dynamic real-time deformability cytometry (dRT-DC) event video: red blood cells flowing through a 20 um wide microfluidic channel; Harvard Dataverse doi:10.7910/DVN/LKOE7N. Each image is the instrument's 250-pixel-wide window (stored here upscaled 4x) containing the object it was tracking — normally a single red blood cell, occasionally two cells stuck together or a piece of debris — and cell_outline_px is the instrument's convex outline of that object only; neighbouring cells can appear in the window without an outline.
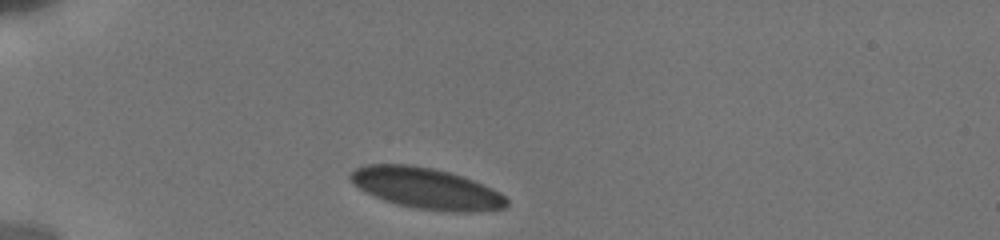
{"species": "human", "species_latin": "Homo sapiens", "temperature_condition": "cold", "stored_images_in_passage": 9, "camera_frame_rate_fps": 3000, "um_per_image_px": 0.085, "donor": {"sex": "male"}, "frame": {"image": 1, "passage_image": 1, "time_ms": 0.0, "image_size_px": [1000, 240], "cell_outline_px": [[508, 208], [476, 212], [452, 212], [416, 208], [384, 200], [360, 188], [348, 176], [348, 172], [364, 164], [412, 164], [432, 168], [448, 172], [484, 184], [500, 192], [508, 200]], "centroid_in_image_um": [36.28, 16.01], "position_along_channel_um": 48.7, "area_um2": 37.22}}
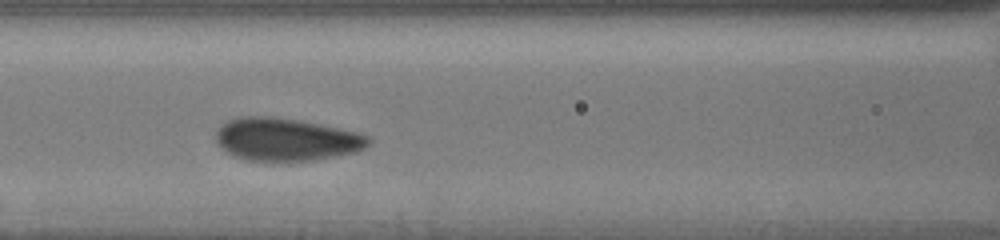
{"frame": {"image": 2, "passage_image": 4, "time_ms": 3.333, "image_size_px": [1000, 240], "cell_outline_px": [[372, 144], [356, 152], [312, 160], [248, 160], [232, 156], [216, 144], [216, 132], [220, 124], [236, 116], [272, 116], [300, 120], [340, 128], [356, 132], [368, 136], [372, 140]], "centroid_in_image_um": [24.29, 11.83], "position_along_channel_um": 142.3, "area_um2": 38.21}}
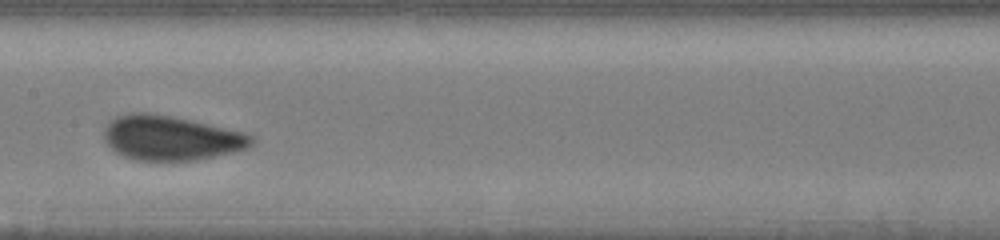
{"frame": {"image": 3, "passage_image": 7, "time_ms": 4.667, "image_size_px": [1000, 240], "cell_outline_px": [[252, 144], [248, 148], [216, 156], [196, 160], [136, 160], [124, 156], [116, 152], [104, 140], [104, 128], [108, 120], [116, 116], [132, 112], [148, 112], [188, 120], [240, 132], [252, 136]], "centroid_in_image_um": [14.45, 11.73], "position_along_channel_um": 193.0, "area_um2": 37.8}}